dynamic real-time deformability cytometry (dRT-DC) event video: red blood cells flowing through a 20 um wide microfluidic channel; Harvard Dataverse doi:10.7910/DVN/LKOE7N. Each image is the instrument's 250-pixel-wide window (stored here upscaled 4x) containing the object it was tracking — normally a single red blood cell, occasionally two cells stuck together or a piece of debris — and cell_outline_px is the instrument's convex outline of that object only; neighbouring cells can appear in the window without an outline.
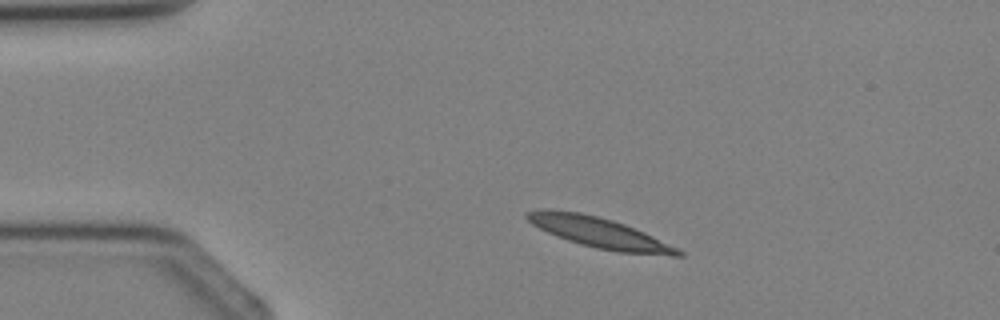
{"species": "Egyptian fruit bat (a non-hibernating species)", "species_latin": "Rousettus aegyptiacus", "temperature_condition": "cold", "stored_images_in_passage": 2, "camera_frame_rate_fps": 3000, "um_per_image_px": 0.085, "animal": {"sex": "female"}, "frame": {"image": 1, "passage_image": 1, "time_ms": 0.0, "image_size_px": [1000, 320], "cell_outline_px": [[684, 256], [672, 256], [616, 252], [596, 248], [580, 244], [556, 236], [532, 224], [524, 216], [524, 212], [536, 208], [552, 208], [580, 212], [612, 220], [624, 224], [644, 232], [684, 252]], "centroid_in_image_um": [50.87, 19.75], "position_along_channel_um": 34.1, "area_um2": 26.93}}